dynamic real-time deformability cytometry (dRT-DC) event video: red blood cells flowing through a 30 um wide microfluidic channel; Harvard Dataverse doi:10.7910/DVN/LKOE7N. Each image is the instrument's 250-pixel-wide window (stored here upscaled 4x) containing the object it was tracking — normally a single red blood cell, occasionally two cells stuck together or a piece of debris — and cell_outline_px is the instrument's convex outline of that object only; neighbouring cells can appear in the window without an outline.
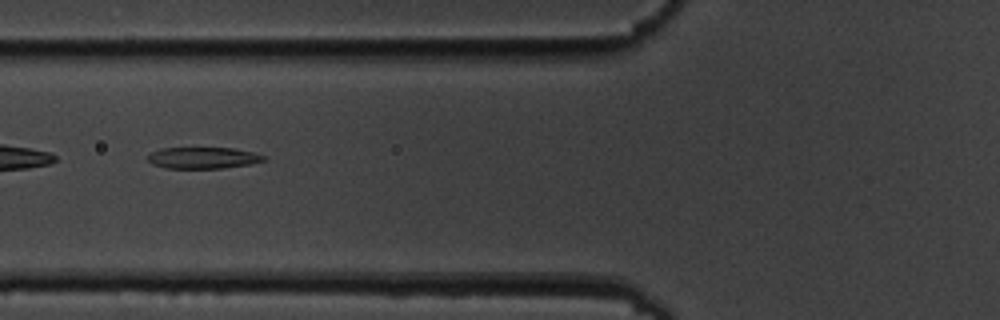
{"species": "common noctule bat (a hibernating species)", "species_latin": "Nyctalus noctula", "temperature_condition": "cold", "stored_images_in_passage": 12, "camera_frame_rate_fps": 3000, "um_per_image_px": 0.085, "animal": {"sex": "male", "body_mass_g": 19.5, "forearm_length_mm": 54.6}, "frame": {"image": 1, "passage_image": 3, "time_ms": 3.333, "image_size_px": [1000, 320], "cell_outline_px": [[268, 160], [248, 164], [220, 168], [164, 168], [152, 164], [148, 160], [148, 156], [152, 152], [160, 148], [232, 148], [252, 152], [264, 156]], "centroid_in_image_um": [17.23, 13.42], "position_along_channel_um": 108.6, "area_um2": 14.33}}
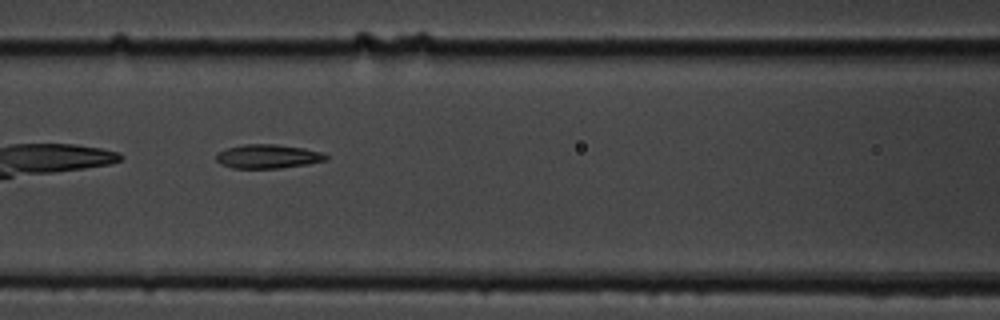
{"frame": {"image": 2, "passage_image": 4, "time_ms": 4.333, "image_size_px": [1000, 320], "cell_outline_px": [[328, 156], [324, 160], [308, 164], [280, 168], [232, 168], [220, 164], [216, 160], [216, 152], [228, 148], [244, 144], [276, 144], [304, 148], [324, 152]], "centroid_in_image_um": [22.75, 13.29], "position_along_channel_um": 143.8, "area_um2": 15.37}}
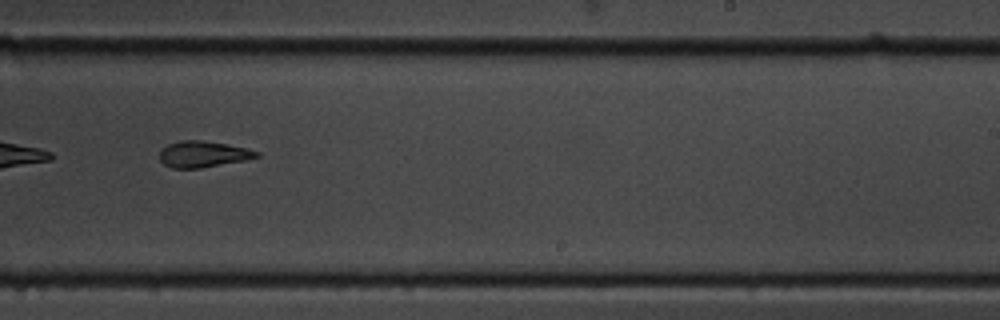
{"frame": {"image": 3, "passage_image": 7, "time_ms": 8.0, "image_size_px": [1000, 320], "cell_outline_px": [[260, 156], [248, 160], [200, 168], [172, 168], [164, 164], [160, 160], [160, 148], [168, 144], [180, 140], [200, 140], [228, 144], [248, 148], [260, 152]], "centroid_in_image_um": [17.28, 13.1], "position_along_channel_um": 271.7, "area_um2": 15.03}, "authors_computed_cell_mechanics": {"area_um2": 15.2014, "velocity_mm_per_s": 3.5046, "shape_relaxation_time_tau1_ms": 4.326, "shape_relaxation_time_tau2_ms": 3.0362, "deformation_change_tau1": 0.1592, "deformation_change_tau2": 0.105}}